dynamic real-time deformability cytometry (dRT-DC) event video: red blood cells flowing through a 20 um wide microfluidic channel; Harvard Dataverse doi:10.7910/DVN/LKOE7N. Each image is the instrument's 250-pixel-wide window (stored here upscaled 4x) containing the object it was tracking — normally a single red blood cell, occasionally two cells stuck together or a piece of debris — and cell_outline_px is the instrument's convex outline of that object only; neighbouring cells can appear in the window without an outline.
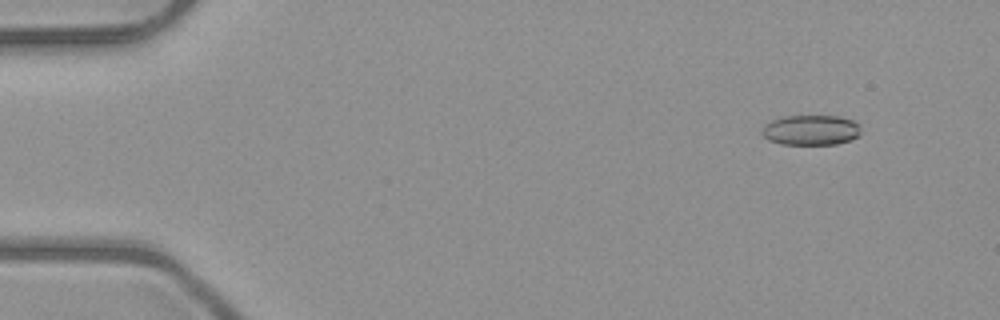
{"species": "common noctule bat (a hibernating species)", "species_latin": "Nyctalus noctula", "temperature_condition": "room temperature", "stored_images_in_passage": 53, "camera_frame_rate_fps": 3000, "um_per_image_px": 0.085, "animal": {"sex": "male", "body_mass_g": 23.1, "forearm_length_mm": 52.7}, "frame": {"image": 1, "passage_image": 6, "time_ms": 1.667, "image_size_px": [1000, 320], "cell_outline_px": [[860, 136], [852, 140], [836, 144], [780, 144], [768, 140], [760, 132], [760, 128], [764, 124], [772, 120], [784, 116], [840, 116], [852, 120], [860, 124]], "centroid_in_image_um": [68.92, 11.06], "position_along_channel_um": 16.1, "area_um2": 17.69}}
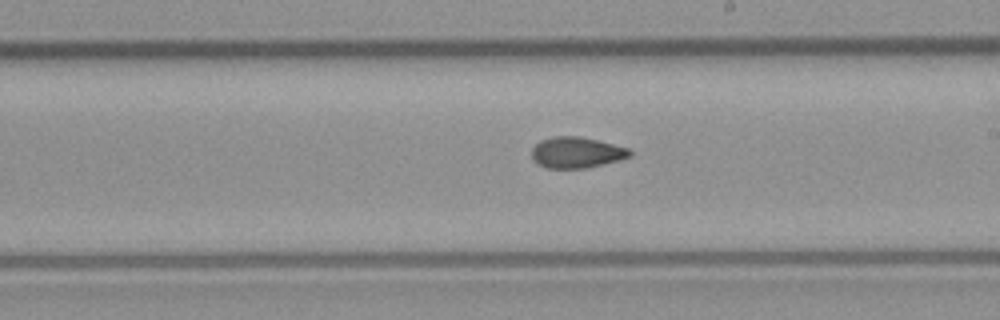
{"frame": {"image": 2, "passage_image": 31, "time_ms": 10.0, "image_size_px": [1000, 320], "cell_outline_px": [[632, 156], [620, 160], [584, 168], [548, 168], [532, 160], [532, 148], [540, 140], [552, 136], [580, 136], [628, 148], [632, 152]], "centroid_in_image_um": [48.99, 12.95], "position_along_channel_um": 240.0, "area_um2": 17.63}}
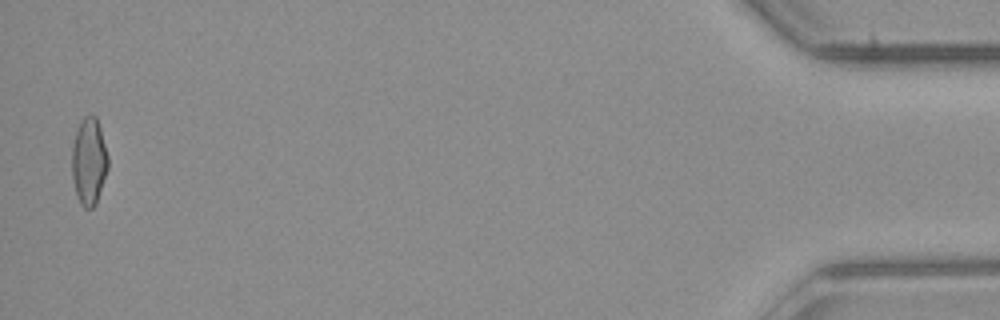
{"frame": {"image": 3, "passage_image": 52, "time_ms": 17.0, "image_size_px": [1000, 320], "cell_outline_px": [[108, 168], [96, 204], [92, 208], [84, 208], [80, 204], [72, 180], [72, 144], [76, 132], [84, 116], [92, 112], [96, 116], [100, 128], [108, 156]], "centroid_in_image_um": [7.56, 13.71], "position_along_channel_um": 427.6, "area_um2": 18.38}, "authors_computed_cell_mechanics": {"area_um2": 18.0336, "velocity_mm_per_s": 4.0395, "shape_relaxation_time_tau1_ms": null, "shape_relaxation_time_tau2_ms": 2.9195, "deformation_change_tau1": null, "deformation_change_tau2": 0.081}}